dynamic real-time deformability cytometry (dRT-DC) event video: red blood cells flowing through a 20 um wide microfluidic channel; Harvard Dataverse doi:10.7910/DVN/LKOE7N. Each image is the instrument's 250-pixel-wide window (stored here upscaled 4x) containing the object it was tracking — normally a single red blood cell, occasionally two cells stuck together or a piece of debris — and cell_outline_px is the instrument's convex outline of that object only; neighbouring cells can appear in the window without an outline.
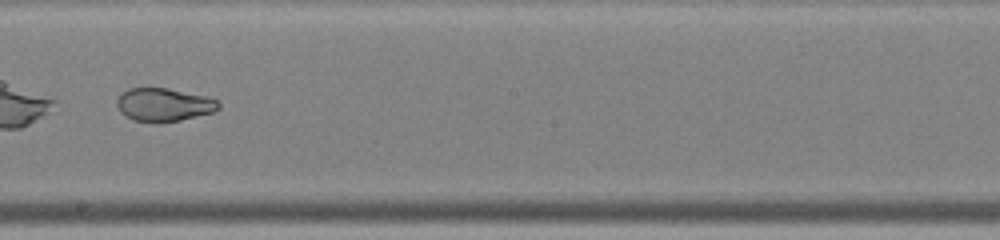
{"species": "common noctule bat (a hibernating species)", "species_latin": "Nyctalus noctula", "temperature_condition": "warm", "stored_images_in_passage": 44, "camera_frame_rate_fps": 3000, "um_per_image_px": 0.085, "animal": {"sex": "male", "body_mass_g": 19.0, "forearm_length_mm": 50.8}, "frame": {"image": 1, "passage_image": 26, "time_ms": 8.333, "image_size_px": [1000, 240], "cell_outline_px": [[220, 108], [216, 112], [180, 120], [136, 120], [120, 112], [116, 104], [116, 100], [128, 88], [168, 88], [204, 96], [216, 100], [220, 104]], "centroid_in_image_um": [13.96, 8.87], "position_along_channel_um": 234.2, "area_um2": 19.07}}